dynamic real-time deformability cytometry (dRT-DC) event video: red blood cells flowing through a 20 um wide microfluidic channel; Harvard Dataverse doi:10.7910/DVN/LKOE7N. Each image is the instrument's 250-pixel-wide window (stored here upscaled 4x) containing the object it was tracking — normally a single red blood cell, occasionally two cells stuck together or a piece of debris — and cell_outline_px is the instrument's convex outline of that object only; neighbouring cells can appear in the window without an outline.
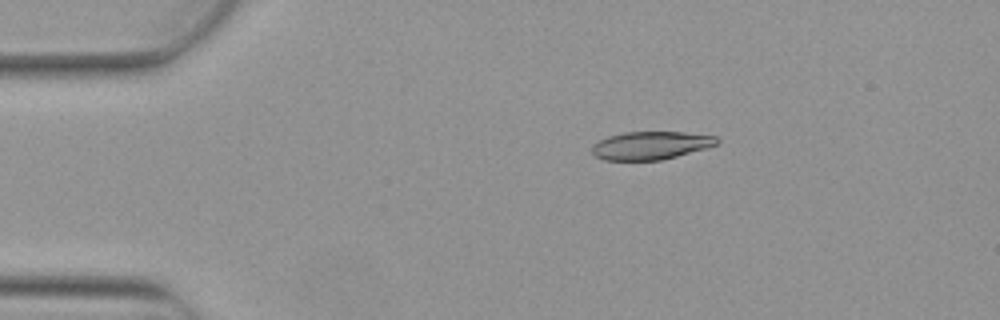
{"species": "Egyptian fruit bat (a non-hibernating species)", "species_latin": "Rousettus aegyptiacus", "temperature_condition": "warm", "stored_images_in_passage": 5, "camera_frame_rate_fps": 3000, "um_per_image_px": 0.085, "animal": {"sex": "female"}, "frame": {"image": 1, "passage_image": 3, "time_ms": 0.667, "image_size_px": [1000, 320], "cell_outline_px": [[720, 140], [716, 144], [704, 148], [676, 156], [660, 160], [604, 160], [596, 156], [592, 152], [592, 144], [608, 136], [624, 132], [684, 132], [716, 136]], "centroid_in_image_um": [55.28, 12.35], "position_along_channel_um": 29.7, "area_um2": 20.23}}
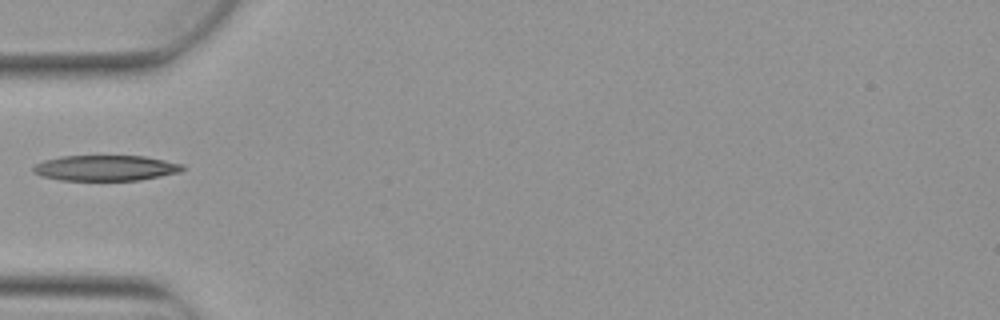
{"frame": {"image": 2, "passage_image": 5, "time_ms": 1.333, "image_size_px": [1000, 320], "cell_outline_px": [[184, 168], [180, 172], [140, 180], [60, 180], [40, 176], [32, 172], [32, 168], [36, 164], [44, 160], [60, 156], [144, 156], [184, 164]], "centroid_in_image_um": [8.95, 14.28], "position_along_channel_um": 76.0, "area_um2": 22.25}}